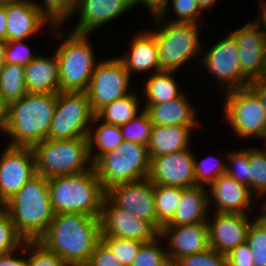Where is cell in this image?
Segmentation results:
<instances>
[{"mask_svg": "<svg viewBox=\"0 0 266 266\" xmlns=\"http://www.w3.org/2000/svg\"><path fill=\"white\" fill-rule=\"evenodd\" d=\"M0 266H28L27 241H25L23 246L19 249L7 254H2L0 256Z\"/></svg>", "mask_w": 266, "mask_h": 266, "instance_id": "681fc988", "label": "cell"}, {"mask_svg": "<svg viewBox=\"0 0 266 266\" xmlns=\"http://www.w3.org/2000/svg\"><path fill=\"white\" fill-rule=\"evenodd\" d=\"M58 93H27L9 104L5 113L4 135L8 146L32 148L46 140ZM10 139V140H9Z\"/></svg>", "mask_w": 266, "mask_h": 266, "instance_id": "7a4b0ae2", "label": "cell"}, {"mask_svg": "<svg viewBox=\"0 0 266 266\" xmlns=\"http://www.w3.org/2000/svg\"><path fill=\"white\" fill-rule=\"evenodd\" d=\"M27 262L28 266H68L39 241H27Z\"/></svg>", "mask_w": 266, "mask_h": 266, "instance_id": "7bdbcfd3", "label": "cell"}, {"mask_svg": "<svg viewBox=\"0 0 266 266\" xmlns=\"http://www.w3.org/2000/svg\"><path fill=\"white\" fill-rule=\"evenodd\" d=\"M248 86L257 94L266 113V79L251 81Z\"/></svg>", "mask_w": 266, "mask_h": 266, "instance_id": "f907efd6", "label": "cell"}, {"mask_svg": "<svg viewBox=\"0 0 266 266\" xmlns=\"http://www.w3.org/2000/svg\"><path fill=\"white\" fill-rule=\"evenodd\" d=\"M36 174L51 178L73 175L93 168L88 137L69 140L46 139L32 147Z\"/></svg>", "mask_w": 266, "mask_h": 266, "instance_id": "52a82bcc", "label": "cell"}, {"mask_svg": "<svg viewBox=\"0 0 266 266\" xmlns=\"http://www.w3.org/2000/svg\"><path fill=\"white\" fill-rule=\"evenodd\" d=\"M131 79L118 56L99 61L86 91L92 111L131 93Z\"/></svg>", "mask_w": 266, "mask_h": 266, "instance_id": "8fae6325", "label": "cell"}, {"mask_svg": "<svg viewBox=\"0 0 266 266\" xmlns=\"http://www.w3.org/2000/svg\"><path fill=\"white\" fill-rule=\"evenodd\" d=\"M202 49L206 50H202L200 60L198 58L199 66L203 67L210 77H214L216 82L218 81L219 90L226 92L241 88L239 51L230 31L225 38L218 40L210 49L204 46Z\"/></svg>", "mask_w": 266, "mask_h": 266, "instance_id": "7c38bea8", "label": "cell"}, {"mask_svg": "<svg viewBox=\"0 0 266 266\" xmlns=\"http://www.w3.org/2000/svg\"><path fill=\"white\" fill-rule=\"evenodd\" d=\"M227 152V155H224L228 162L225 174L249 187V147Z\"/></svg>", "mask_w": 266, "mask_h": 266, "instance_id": "f35d334b", "label": "cell"}, {"mask_svg": "<svg viewBox=\"0 0 266 266\" xmlns=\"http://www.w3.org/2000/svg\"><path fill=\"white\" fill-rule=\"evenodd\" d=\"M174 71H160L150 74L144 80L143 97L146 102L143 104L165 103L179 97L183 91L179 88L178 82L175 80ZM174 75V76H173Z\"/></svg>", "mask_w": 266, "mask_h": 266, "instance_id": "83f0119b", "label": "cell"}, {"mask_svg": "<svg viewBox=\"0 0 266 266\" xmlns=\"http://www.w3.org/2000/svg\"><path fill=\"white\" fill-rule=\"evenodd\" d=\"M208 187L209 206L215 205L213 212L251 214L250 211L257 208L249 187L226 174L221 175Z\"/></svg>", "mask_w": 266, "mask_h": 266, "instance_id": "ffe728a7", "label": "cell"}, {"mask_svg": "<svg viewBox=\"0 0 266 266\" xmlns=\"http://www.w3.org/2000/svg\"><path fill=\"white\" fill-rule=\"evenodd\" d=\"M2 208L25 241H38L54 220L48 178L34 176Z\"/></svg>", "mask_w": 266, "mask_h": 266, "instance_id": "3957f363", "label": "cell"}, {"mask_svg": "<svg viewBox=\"0 0 266 266\" xmlns=\"http://www.w3.org/2000/svg\"><path fill=\"white\" fill-rule=\"evenodd\" d=\"M101 236H114L143 243L154 241L160 232L148 221L117 206L105 195L101 214Z\"/></svg>", "mask_w": 266, "mask_h": 266, "instance_id": "9a60e30c", "label": "cell"}, {"mask_svg": "<svg viewBox=\"0 0 266 266\" xmlns=\"http://www.w3.org/2000/svg\"><path fill=\"white\" fill-rule=\"evenodd\" d=\"M253 216L246 242L252 251L255 266H266V224L256 214L253 213Z\"/></svg>", "mask_w": 266, "mask_h": 266, "instance_id": "74e56055", "label": "cell"}, {"mask_svg": "<svg viewBox=\"0 0 266 266\" xmlns=\"http://www.w3.org/2000/svg\"><path fill=\"white\" fill-rule=\"evenodd\" d=\"M153 126L148 114L143 110L138 116L121 126L120 130L124 141L148 146Z\"/></svg>", "mask_w": 266, "mask_h": 266, "instance_id": "e575fe53", "label": "cell"}, {"mask_svg": "<svg viewBox=\"0 0 266 266\" xmlns=\"http://www.w3.org/2000/svg\"><path fill=\"white\" fill-rule=\"evenodd\" d=\"M132 8L130 0H77L74 15L78 14L79 20L70 31L92 35L102 25L116 20Z\"/></svg>", "mask_w": 266, "mask_h": 266, "instance_id": "44dd1931", "label": "cell"}, {"mask_svg": "<svg viewBox=\"0 0 266 266\" xmlns=\"http://www.w3.org/2000/svg\"><path fill=\"white\" fill-rule=\"evenodd\" d=\"M48 187L55 214L81 213L101 217L106 190L94 167L78 174L48 178Z\"/></svg>", "mask_w": 266, "mask_h": 266, "instance_id": "277c9868", "label": "cell"}, {"mask_svg": "<svg viewBox=\"0 0 266 266\" xmlns=\"http://www.w3.org/2000/svg\"><path fill=\"white\" fill-rule=\"evenodd\" d=\"M24 242L8 213L0 207V253L13 252L23 246Z\"/></svg>", "mask_w": 266, "mask_h": 266, "instance_id": "ab89813d", "label": "cell"}, {"mask_svg": "<svg viewBox=\"0 0 266 266\" xmlns=\"http://www.w3.org/2000/svg\"><path fill=\"white\" fill-rule=\"evenodd\" d=\"M160 237L166 241L165 248L172 266L181 258L210 248L208 223L163 226Z\"/></svg>", "mask_w": 266, "mask_h": 266, "instance_id": "ac0fdd59", "label": "cell"}, {"mask_svg": "<svg viewBox=\"0 0 266 266\" xmlns=\"http://www.w3.org/2000/svg\"><path fill=\"white\" fill-rule=\"evenodd\" d=\"M101 240L112 250L125 265L131 266L143 242L114 236H101Z\"/></svg>", "mask_w": 266, "mask_h": 266, "instance_id": "60d3db41", "label": "cell"}, {"mask_svg": "<svg viewBox=\"0 0 266 266\" xmlns=\"http://www.w3.org/2000/svg\"><path fill=\"white\" fill-rule=\"evenodd\" d=\"M33 2L40 13L54 27H63L62 25L67 23L66 21L74 15L77 5V0H43L42 5L41 2Z\"/></svg>", "mask_w": 266, "mask_h": 266, "instance_id": "836d02e7", "label": "cell"}, {"mask_svg": "<svg viewBox=\"0 0 266 266\" xmlns=\"http://www.w3.org/2000/svg\"><path fill=\"white\" fill-rule=\"evenodd\" d=\"M152 19L157 28L149 31L155 37L161 71L177 72L201 55L203 45L198 32L202 25L166 22L158 16Z\"/></svg>", "mask_w": 266, "mask_h": 266, "instance_id": "8992f818", "label": "cell"}, {"mask_svg": "<svg viewBox=\"0 0 266 266\" xmlns=\"http://www.w3.org/2000/svg\"><path fill=\"white\" fill-rule=\"evenodd\" d=\"M106 195L117 206L156 228L155 185L148 178L116 184L106 190Z\"/></svg>", "mask_w": 266, "mask_h": 266, "instance_id": "2e32d148", "label": "cell"}, {"mask_svg": "<svg viewBox=\"0 0 266 266\" xmlns=\"http://www.w3.org/2000/svg\"><path fill=\"white\" fill-rule=\"evenodd\" d=\"M196 1L198 2L200 9L204 12L208 8L214 6L217 0H196Z\"/></svg>", "mask_w": 266, "mask_h": 266, "instance_id": "9f6ffc18", "label": "cell"}, {"mask_svg": "<svg viewBox=\"0 0 266 266\" xmlns=\"http://www.w3.org/2000/svg\"><path fill=\"white\" fill-rule=\"evenodd\" d=\"M260 14L254 20L263 27V32L266 35V1L259 0Z\"/></svg>", "mask_w": 266, "mask_h": 266, "instance_id": "f5cc1de1", "label": "cell"}, {"mask_svg": "<svg viewBox=\"0 0 266 266\" xmlns=\"http://www.w3.org/2000/svg\"><path fill=\"white\" fill-rule=\"evenodd\" d=\"M162 241L163 238L159 236L154 241L144 243L131 266H172Z\"/></svg>", "mask_w": 266, "mask_h": 266, "instance_id": "8d00e7d4", "label": "cell"}, {"mask_svg": "<svg viewBox=\"0 0 266 266\" xmlns=\"http://www.w3.org/2000/svg\"><path fill=\"white\" fill-rule=\"evenodd\" d=\"M181 196V187L155 185L156 229L159 232L173 218Z\"/></svg>", "mask_w": 266, "mask_h": 266, "instance_id": "1f68e13d", "label": "cell"}, {"mask_svg": "<svg viewBox=\"0 0 266 266\" xmlns=\"http://www.w3.org/2000/svg\"><path fill=\"white\" fill-rule=\"evenodd\" d=\"M0 40L7 41V17L5 4L0 3Z\"/></svg>", "mask_w": 266, "mask_h": 266, "instance_id": "816d5d0a", "label": "cell"}, {"mask_svg": "<svg viewBox=\"0 0 266 266\" xmlns=\"http://www.w3.org/2000/svg\"><path fill=\"white\" fill-rule=\"evenodd\" d=\"M191 100L182 93L165 103L143 104L153 125L200 126L197 112Z\"/></svg>", "mask_w": 266, "mask_h": 266, "instance_id": "cb8c5ba5", "label": "cell"}, {"mask_svg": "<svg viewBox=\"0 0 266 266\" xmlns=\"http://www.w3.org/2000/svg\"><path fill=\"white\" fill-rule=\"evenodd\" d=\"M208 217L210 248L227 255L235 247L247 240L249 227L253 221L249 214L212 212ZM210 219V220H209Z\"/></svg>", "mask_w": 266, "mask_h": 266, "instance_id": "d6986e66", "label": "cell"}, {"mask_svg": "<svg viewBox=\"0 0 266 266\" xmlns=\"http://www.w3.org/2000/svg\"><path fill=\"white\" fill-rule=\"evenodd\" d=\"M7 17V41L26 40L43 28L54 27L40 13L33 0L5 4Z\"/></svg>", "mask_w": 266, "mask_h": 266, "instance_id": "7402d4cb", "label": "cell"}, {"mask_svg": "<svg viewBox=\"0 0 266 266\" xmlns=\"http://www.w3.org/2000/svg\"><path fill=\"white\" fill-rule=\"evenodd\" d=\"M200 126L154 125L147 146L149 157H159L191 148L194 128Z\"/></svg>", "mask_w": 266, "mask_h": 266, "instance_id": "4316f807", "label": "cell"}, {"mask_svg": "<svg viewBox=\"0 0 266 266\" xmlns=\"http://www.w3.org/2000/svg\"><path fill=\"white\" fill-rule=\"evenodd\" d=\"M6 42L0 40V70L2 66L5 64L4 62V48H5Z\"/></svg>", "mask_w": 266, "mask_h": 266, "instance_id": "6f0895ef", "label": "cell"}, {"mask_svg": "<svg viewBox=\"0 0 266 266\" xmlns=\"http://www.w3.org/2000/svg\"><path fill=\"white\" fill-rule=\"evenodd\" d=\"M94 117L86 92L59 91L47 139L88 137Z\"/></svg>", "mask_w": 266, "mask_h": 266, "instance_id": "30bf717a", "label": "cell"}, {"mask_svg": "<svg viewBox=\"0 0 266 266\" xmlns=\"http://www.w3.org/2000/svg\"><path fill=\"white\" fill-rule=\"evenodd\" d=\"M237 43L241 67V88L264 78L266 70V35L253 20L230 32Z\"/></svg>", "mask_w": 266, "mask_h": 266, "instance_id": "4fadbf2b", "label": "cell"}, {"mask_svg": "<svg viewBox=\"0 0 266 266\" xmlns=\"http://www.w3.org/2000/svg\"><path fill=\"white\" fill-rule=\"evenodd\" d=\"M151 159L147 146L123 141L114 150L103 154L94 164L102 187L135 182L148 178Z\"/></svg>", "mask_w": 266, "mask_h": 266, "instance_id": "ba28073f", "label": "cell"}, {"mask_svg": "<svg viewBox=\"0 0 266 266\" xmlns=\"http://www.w3.org/2000/svg\"><path fill=\"white\" fill-rule=\"evenodd\" d=\"M59 28H50V36L61 41L54 51L59 64L60 91L86 92L92 73L99 63L92 48L94 45L88 39L90 35L76 34L70 30L61 32L59 30L62 27Z\"/></svg>", "mask_w": 266, "mask_h": 266, "instance_id": "5b68a950", "label": "cell"}, {"mask_svg": "<svg viewBox=\"0 0 266 266\" xmlns=\"http://www.w3.org/2000/svg\"><path fill=\"white\" fill-rule=\"evenodd\" d=\"M28 93L24 67L17 64H4L0 70V101L7 107Z\"/></svg>", "mask_w": 266, "mask_h": 266, "instance_id": "4dcf8cb0", "label": "cell"}, {"mask_svg": "<svg viewBox=\"0 0 266 266\" xmlns=\"http://www.w3.org/2000/svg\"><path fill=\"white\" fill-rule=\"evenodd\" d=\"M0 154V207L36 176L32 148L5 145Z\"/></svg>", "mask_w": 266, "mask_h": 266, "instance_id": "5bb4252c", "label": "cell"}, {"mask_svg": "<svg viewBox=\"0 0 266 266\" xmlns=\"http://www.w3.org/2000/svg\"><path fill=\"white\" fill-rule=\"evenodd\" d=\"M169 5H171V11L174 12L175 18L162 20L172 23L201 24L200 17L203 15V11L196 0H170Z\"/></svg>", "mask_w": 266, "mask_h": 266, "instance_id": "b9f144b4", "label": "cell"}, {"mask_svg": "<svg viewBox=\"0 0 266 266\" xmlns=\"http://www.w3.org/2000/svg\"><path fill=\"white\" fill-rule=\"evenodd\" d=\"M222 94H225L222 120L229 123L232 132L240 139L263 140L266 137V113L257 94L249 86Z\"/></svg>", "mask_w": 266, "mask_h": 266, "instance_id": "9c48e42d", "label": "cell"}, {"mask_svg": "<svg viewBox=\"0 0 266 266\" xmlns=\"http://www.w3.org/2000/svg\"><path fill=\"white\" fill-rule=\"evenodd\" d=\"M208 190L205 186L195 185L182 188V196L173 218L164 226H180L207 223L209 211ZM208 210V211H207Z\"/></svg>", "mask_w": 266, "mask_h": 266, "instance_id": "484cf974", "label": "cell"}, {"mask_svg": "<svg viewBox=\"0 0 266 266\" xmlns=\"http://www.w3.org/2000/svg\"><path fill=\"white\" fill-rule=\"evenodd\" d=\"M249 189L255 198L266 193V153L260 147L249 148Z\"/></svg>", "mask_w": 266, "mask_h": 266, "instance_id": "d6a6232c", "label": "cell"}, {"mask_svg": "<svg viewBox=\"0 0 266 266\" xmlns=\"http://www.w3.org/2000/svg\"><path fill=\"white\" fill-rule=\"evenodd\" d=\"M123 141L120 127L105 123L96 116L93 118L88 134L89 154L93 164L103 154L114 150Z\"/></svg>", "mask_w": 266, "mask_h": 266, "instance_id": "f1b7e54d", "label": "cell"}, {"mask_svg": "<svg viewBox=\"0 0 266 266\" xmlns=\"http://www.w3.org/2000/svg\"><path fill=\"white\" fill-rule=\"evenodd\" d=\"M101 240V219L81 213L55 214L38 240L68 266H86Z\"/></svg>", "mask_w": 266, "mask_h": 266, "instance_id": "6da1fadb", "label": "cell"}, {"mask_svg": "<svg viewBox=\"0 0 266 266\" xmlns=\"http://www.w3.org/2000/svg\"><path fill=\"white\" fill-rule=\"evenodd\" d=\"M266 193H264L263 195L260 196V198L263 196V197H266L265 196ZM262 207L260 206L259 208L261 212H259L258 214H256V217L261 221L263 222L264 224H266V199L264 200V202H262Z\"/></svg>", "mask_w": 266, "mask_h": 266, "instance_id": "db71d44e", "label": "cell"}, {"mask_svg": "<svg viewBox=\"0 0 266 266\" xmlns=\"http://www.w3.org/2000/svg\"><path fill=\"white\" fill-rule=\"evenodd\" d=\"M228 266H255L252 251L247 242L238 245L227 255Z\"/></svg>", "mask_w": 266, "mask_h": 266, "instance_id": "7dc6e473", "label": "cell"}, {"mask_svg": "<svg viewBox=\"0 0 266 266\" xmlns=\"http://www.w3.org/2000/svg\"><path fill=\"white\" fill-rule=\"evenodd\" d=\"M191 149L150 158L148 179L154 185L181 188L195 186L194 152Z\"/></svg>", "mask_w": 266, "mask_h": 266, "instance_id": "e0dca14e", "label": "cell"}, {"mask_svg": "<svg viewBox=\"0 0 266 266\" xmlns=\"http://www.w3.org/2000/svg\"><path fill=\"white\" fill-rule=\"evenodd\" d=\"M86 266H125L112 250L100 240L91 255Z\"/></svg>", "mask_w": 266, "mask_h": 266, "instance_id": "bcb514c9", "label": "cell"}, {"mask_svg": "<svg viewBox=\"0 0 266 266\" xmlns=\"http://www.w3.org/2000/svg\"><path fill=\"white\" fill-rule=\"evenodd\" d=\"M39 54H34L31 51L25 40L6 41L4 48V62L5 64H17L25 67L33 61Z\"/></svg>", "mask_w": 266, "mask_h": 266, "instance_id": "ee69618b", "label": "cell"}, {"mask_svg": "<svg viewBox=\"0 0 266 266\" xmlns=\"http://www.w3.org/2000/svg\"><path fill=\"white\" fill-rule=\"evenodd\" d=\"M194 153V172H195V184L208 186L218 179L221 175L226 172V161L222 162L220 159L215 157V155H209L201 159V161L196 159Z\"/></svg>", "mask_w": 266, "mask_h": 266, "instance_id": "d590c367", "label": "cell"}, {"mask_svg": "<svg viewBox=\"0 0 266 266\" xmlns=\"http://www.w3.org/2000/svg\"><path fill=\"white\" fill-rule=\"evenodd\" d=\"M23 0H0L1 4H7V3H14V2H20Z\"/></svg>", "mask_w": 266, "mask_h": 266, "instance_id": "680465c9", "label": "cell"}, {"mask_svg": "<svg viewBox=\"0 0 266 266\" xmlns=\"http://www.w3.org/2000/svg\"><path fill=\"white\" fill-rule=\"evenodd\" d=\"M132 7H134L137 4H140L147 8L148 14L151 13L152 17L158 16L160 19H166L168 18V10L170 7H168L170 0H130ZM150 12V13H149Z\"/></svg>", "mask_w": 266, "mask_h": 266, "instance_id": "c3c4849f", "label": "cell"}, {"mask_svg": "<svg viewBox=\"0 0 266 266\" xmlns=\"http://www.w3.org/2000/svg\"><path fill=\"white\" fill-rule=\"evenodd\" d=\"M174 266H228L226 255L208 248L202 252L181 258Z\"/></svg>", "mask_w": 266, "mask_h": 266, "instance_id": "f6af8a7d", "label": "cell"}, {"mask_svg": "<svg viewBox=\"0 0 266 266\" xmlns=\"http://www.w3.org/2000/svg\"><path fill=\"white\" fill-rule=\"evenodd\" d=\"M139 97L132 90L126 96L103 106L95 113V116L105 123L121 127L144 110V108L140 109L141 98L139 100Z\"/></svg>", "mask_w": 266, "mask_h": 266, "instance_id": "f546056e", "label": "cell"}, {"mask_svg": "<svg viewBox=\"0 0 266 266\" xmlns=\"http://www.w3.org/2000/svg\"><path fill=\"white\" fill-rule=\"evenodd\" d=\"M6 107L0 101V133H4Z\"/></svg>", "mask_w": 266, "mask_h": 266, "instance_id": "11a10c76", "label": "cell"}, {"mask_svg": "<svg viewBox=\"0 0 266 266\" xmlns=\"http://www.w3.org/2000/svg\"><path fill=\"white\" fill-rule=\"evenodd\" d=\"M265 141V142H264ZM263 142H264V146L265 147H262L261 149L266 153V137L263 139Z\"/></svg>", "mask_w": 266, "mask_h": 266, "instance_id": "91938a15", "label": "cell"}, {"mask_svg": "<svg viewBox=\"0 0 266 266\" xmlns=\"http://www.w3.org/2000/svg\"><path fill=\"white\" fill-rule=\"evenodd\" d=\"M129 51L118 57L132 77L133 73L152 71L151 74L160 72L158 61V48L154 35L149 31H138L131 39ZM131 49V50H130ZM136 72V73H135Z\"/></svg>", "mask_w": 266, "mask_h": 266, "instance_id": "603a6c76", "label": "cell"}, {"mask_svg": "<svg viewBox=\"0 0 266 266\" xmlns=\"http://www.w3.org/2000/svg\"><path fill=\"white\" fill-rule=\"evenodd\" d=\"M28 93L49 94L60 91L59 64L55 53L39 55L24 67Z\"/></svg>", "mask_w": 266, "mask_h": 266, "instance_id": "d4e9b609", "label": "cell"}]
</instances>
